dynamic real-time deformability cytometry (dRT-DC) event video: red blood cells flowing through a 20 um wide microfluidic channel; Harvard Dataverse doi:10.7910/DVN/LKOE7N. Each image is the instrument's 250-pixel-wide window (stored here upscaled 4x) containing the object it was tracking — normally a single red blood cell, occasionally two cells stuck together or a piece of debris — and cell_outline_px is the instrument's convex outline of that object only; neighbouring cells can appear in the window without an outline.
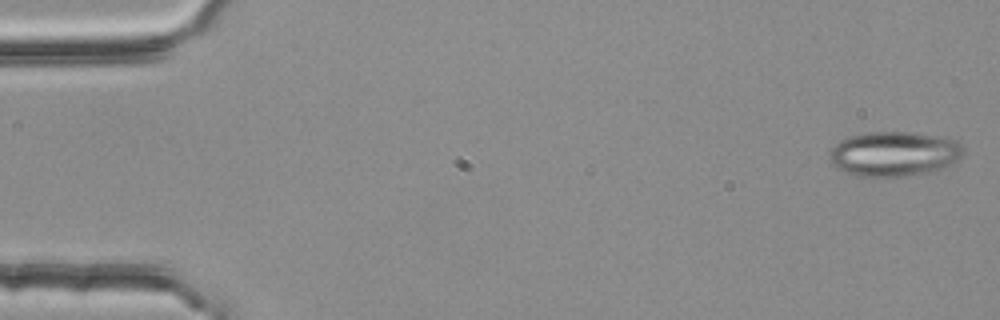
{"species": "common noctule bat (a hibernating species)", "species_latin": "Nyctalus noctula", "temperature_condition": "room temperature", "stored_images_in_passage": 50, "camera_frame_rate_fps": 3000, "um_per_image_px": 0.085, "animal": {"sex": "female", "body_mass_g": 25.1}, "frame": {"image": 1, "passage_image": 2, "time_ms": 0.333, "image_size_px": [1000, 320], "cell_outline_px": [[964, 152], [952, 164], [936, 172], [876, 180], [856, 176], [844, 172], [836, 168], [832, 164], [832, 148], [840, 140], [852, 136], [868, 132], [908, 132], [936, 136], [956, 140], [960, 144]], "centroid_in_image_um": [76.0, 13.13], "position_along_channel_um": 9.0, "area_um2": 35.49}}
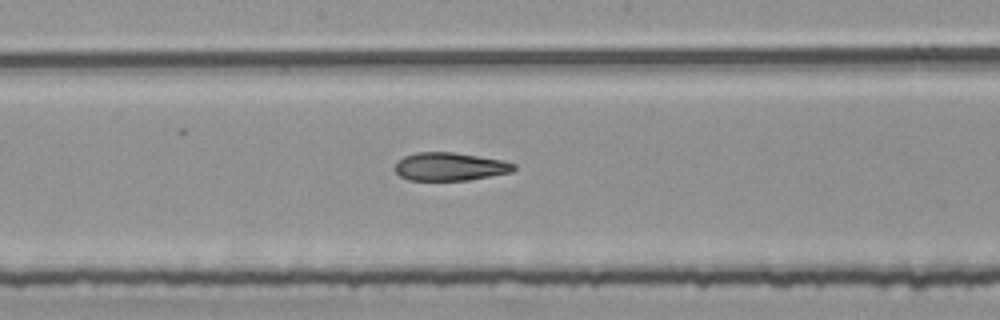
{"frame": {"image": 2, "passage_image": 29, "time_ms": 9.333, "image_size_px": [1000, 320], "cell_outline_px": [[516, 168], [512, 172], [468, 180], [408, 180], [400, 176], [396, 172], [396, 160], [404, 156], [416, 152], [452, 152], [500, 160], [516, 164]], "centroid_in_image_um": [38.21, 14.16], "position_along_channel_um": 210.0, "area_um2": 19.36}}
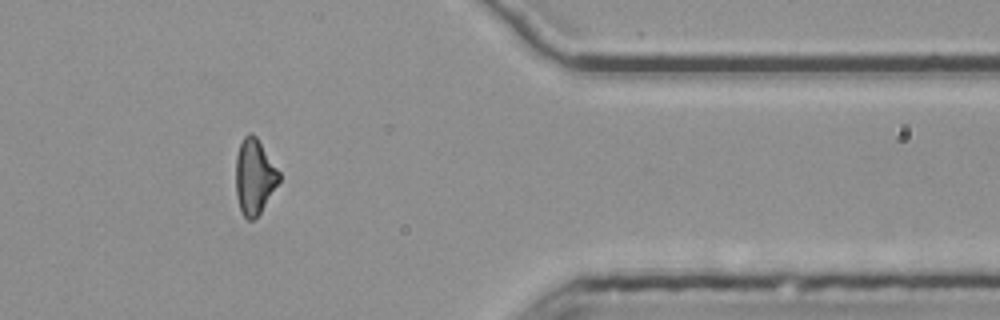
{"frame": {"image": 3, "passage_image": 45, "time_ms": 14.667, "image_size_px": [1000, 320], "cell_outline_px": [[280, 180], [260, 212], [252, 220], [248, 220], [240, 212], [236, 196], [236, 156], [240, 144], [244, 136], [248, 132], [252, 132], [256, 136], [280, 172]], "centroid_in_image_um": [21.61, 15.0], "position_along_channel_um": 389.8, "area_um2": 18.9}, "authors_computed_cell_mechanics": {"area_um2": 20.2878, "velocity_mm_per_s": 3.8137, "shape_relaxation_time_tau1_ms": null, "shape_relaxation_time_tau2_ms": 3.4709, "deformation_change_tau1": null, "deformation_change_tau2": 0.1255}}